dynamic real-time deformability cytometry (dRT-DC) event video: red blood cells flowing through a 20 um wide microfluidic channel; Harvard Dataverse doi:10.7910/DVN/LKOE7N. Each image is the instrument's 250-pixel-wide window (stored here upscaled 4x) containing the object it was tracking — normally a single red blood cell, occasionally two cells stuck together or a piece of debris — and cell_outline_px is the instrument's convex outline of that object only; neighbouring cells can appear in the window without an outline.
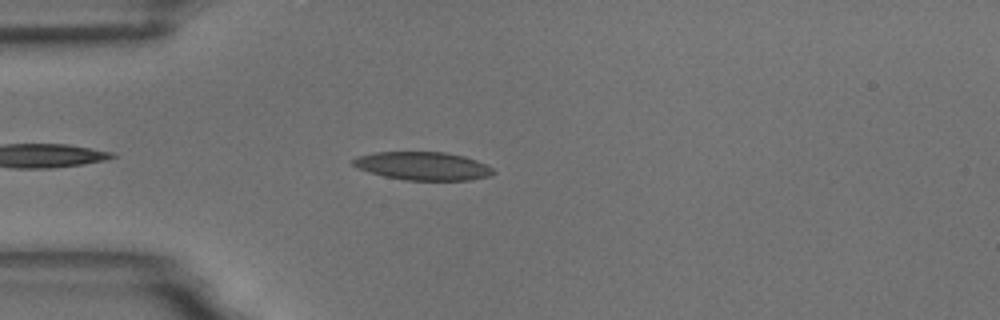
{"species": "common noctule bat (a hibernating species)", "species_latin": "Nyctalus noctula", "temperature_condition": "room temperature", "stored_images_in_passage": 30, "camera_frame_rate_fps": 3000, "um_per_image_px": 0.085, "animal": {"sex": "male", "body_mass_g": 18.8}, "frame": {"image": 1, "passage_image": 5, "time_ms": 1.333, "image_size_px": [1000, 320], "cell_outline_px": [[496, 172], [488, 176], [468, 180], [404, 180], [384, 176], [360, 168], [352, 164], [352, 160], [356, 156], [376, 152], [444, 152], [464, 156], [476, 160], [492, 168]], "centroid_in_image_um": [35.95, 14.1], "position_along_channel_um": 49.1, "area_um2": 22.83}}